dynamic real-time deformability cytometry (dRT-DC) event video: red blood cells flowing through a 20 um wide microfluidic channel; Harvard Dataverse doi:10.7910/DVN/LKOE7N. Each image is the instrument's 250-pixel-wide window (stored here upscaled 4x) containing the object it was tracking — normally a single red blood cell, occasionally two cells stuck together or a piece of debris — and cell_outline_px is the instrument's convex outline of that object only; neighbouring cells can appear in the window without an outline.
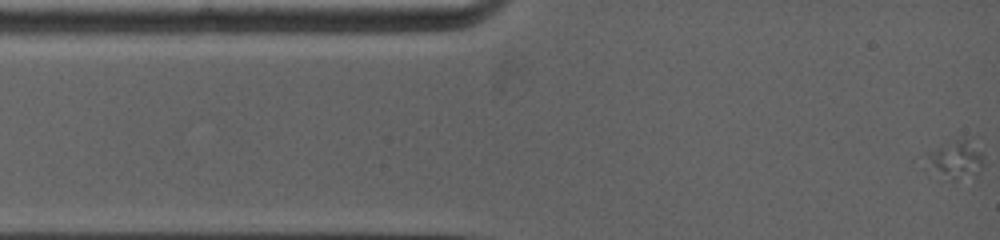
{"species": "common noctule bat (a hibernating species)", "species_latin": "Nyctalus noctula", "temperature_condition": "warm", "stored_images_in_passage": 4, "camera_frame_rate_fps": 5000, "um_per_image_px": 0.085, "animal": {"sex": "female", "body_mass_g": 19.0, "forearm_length_mm": 53.3}, "frame": {"image": 1, "passage_image": 1, "time_ms": 0.0, "image_size_px": [1000, 240], "cell_outline_px": [[984, 164], [976, 176], [956, 180], [948, 180], [924, 168], [920, 164], [920, 160], [932, 152], [956, 140], [964, 140], [980, 152], [984, 156]], "centroid_in_image_um": [81.14, 13.69], "position_along_channel_um": 3.9, "area_um2": 12.66}}